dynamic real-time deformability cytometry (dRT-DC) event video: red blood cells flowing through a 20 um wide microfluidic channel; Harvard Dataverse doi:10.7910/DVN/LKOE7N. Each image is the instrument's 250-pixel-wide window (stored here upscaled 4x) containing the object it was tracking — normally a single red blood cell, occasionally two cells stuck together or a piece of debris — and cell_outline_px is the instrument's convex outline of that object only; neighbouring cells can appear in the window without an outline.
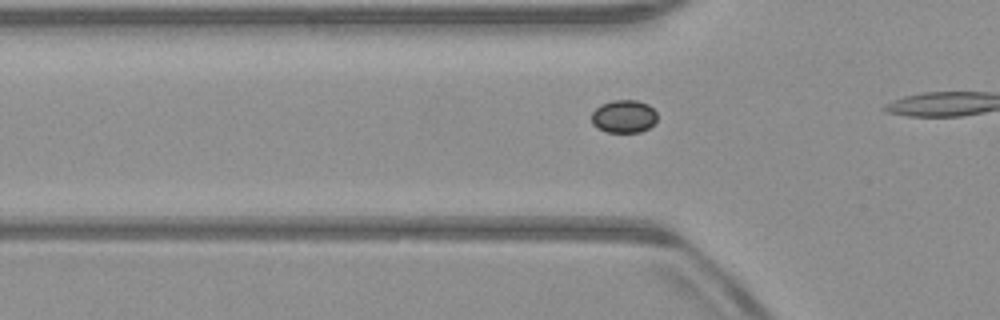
{"species": "common noctule bat (a hibernating species)", "species_latin": "Nyctalus noctula", "temperature_condition": "warm", "stored_images_in_passage": 14, "camera_frame_rate_fps": 3000, "um_per_image_px": 0.085, "animal": {"sex": "male", "body_mass_g": 23.1, "forearm_length_mm": 52.7}, "frame": {"image": 1, "passage_image": 12, "time_ms": 3.667, "image_size_px": [1000, 320], "cell_outline_px": [[656, 120], [648, 128], [640, 132], [608, 132], [596, 128], [592, 124], [592, 112], [600, 104], [612, 100], [636, 100], [648, 104], [656, 112]], "centroid_in_image_um": [53.0, 9.89], "position_along_channel_um": 72.8, "area_um2": 12.6}}